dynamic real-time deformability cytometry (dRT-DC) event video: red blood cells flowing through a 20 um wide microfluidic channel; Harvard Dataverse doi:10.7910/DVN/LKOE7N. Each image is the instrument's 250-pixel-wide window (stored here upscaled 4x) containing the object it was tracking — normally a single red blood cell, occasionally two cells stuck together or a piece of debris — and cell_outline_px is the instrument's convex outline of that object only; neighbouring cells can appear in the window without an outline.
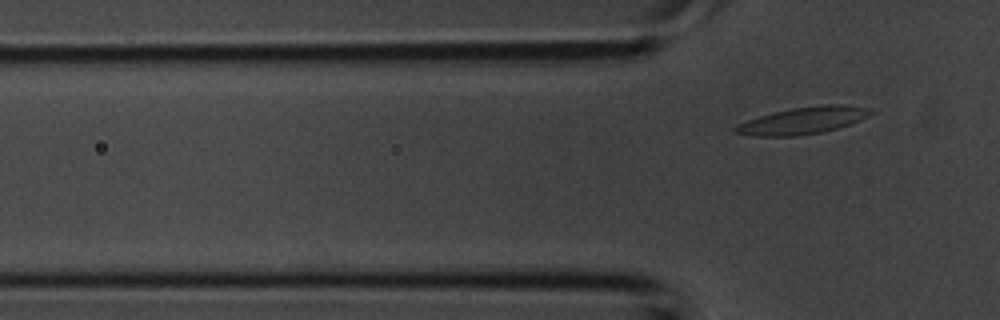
{"species": "common noctule bat (a hibernating species)", "species_latin": "Nyctalus noctula", "temperature_condition": "room temperature", "stored_images_in_passage": 2, "camera_frame_rate_fps": 3000, "um_per_image_px": 0.085, "animal": {"sex": "male", "body_mass_g": 20.1, "forearm_length_mm": 53.5}, "frame": {"image": 1, "passage_image": 2, "time_ms": 0.333, "image_size_px": [1000, 320], "cell_outline_px": [[876, 112], [860, 120], [836, 128], [820, 132], [796, 136], [756, 136], [732, 132], [732, 128], [736, 124], [772, 112], [792, 108], [824, 104], [844, 104], [872, 108]], "centroid_in_image_um": [68.26, 10.23], "position_along_channel_um": 57.5, "area_um2": 21.33}}